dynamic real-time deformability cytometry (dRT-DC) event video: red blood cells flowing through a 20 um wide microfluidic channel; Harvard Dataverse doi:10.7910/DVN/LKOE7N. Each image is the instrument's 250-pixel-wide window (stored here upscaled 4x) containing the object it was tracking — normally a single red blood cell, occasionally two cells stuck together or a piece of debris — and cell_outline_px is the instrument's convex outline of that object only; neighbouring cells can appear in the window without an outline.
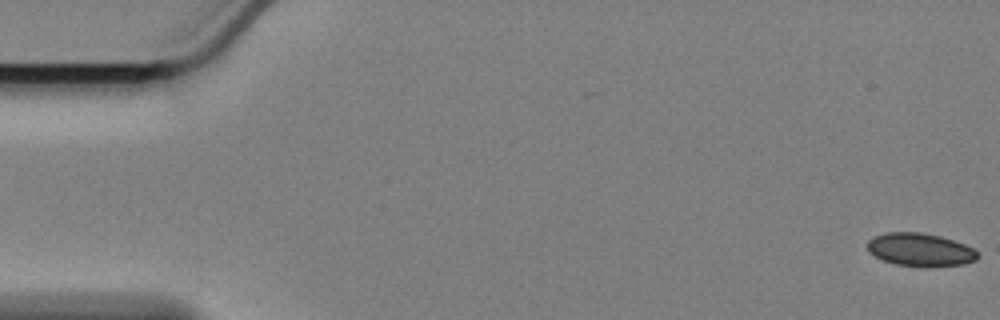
{"species": "Egyptian fruit bat (a non-hibernating species)", "species_latin": "Rousettus aegyptiacus", "temperature_condition": "cold", "stored_images_in_passage": 16, "camera_frame_rate_fps": 3000, "um_per_image_px": 0.085, "animal": {"sex": "female"}, "frame": {"image": 1, "passage_image": 1, "time_ms": 0.0, "image_size_px": [1000, 320], "cell_outline_px": [[976, 260], [964, 264], [928, 268], [924, 268], [896, 264], [884, 260], [868, 252], [868, 240], [872, 236], [888, 232], [920, 232], [940, 236], [964, 244], [972, 248], [976, 252]], "centroid_in_image_um": [78.19, 21.24], "position_along_channel_um": 6.8, "area_um2": 21.33}}